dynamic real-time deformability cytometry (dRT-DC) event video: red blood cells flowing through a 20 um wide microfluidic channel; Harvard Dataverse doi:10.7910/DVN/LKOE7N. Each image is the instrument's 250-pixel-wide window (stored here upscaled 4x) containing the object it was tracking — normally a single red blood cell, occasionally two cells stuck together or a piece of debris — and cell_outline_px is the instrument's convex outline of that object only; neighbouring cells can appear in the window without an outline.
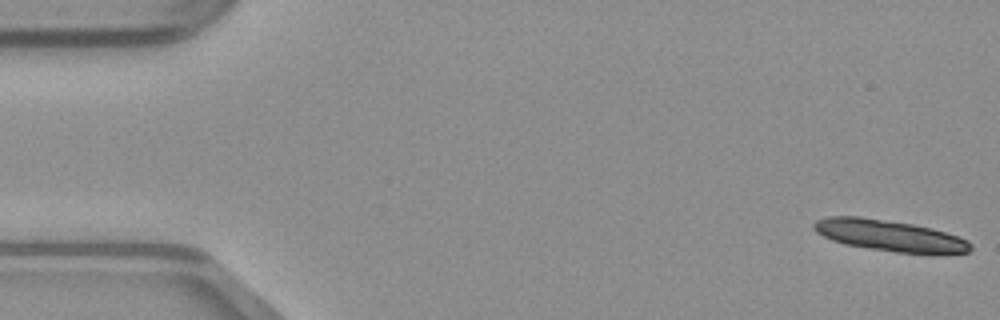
{"species": "common noctule bat (a hibernating species)", "species_latin": "Nyctalus noctula", "temperature_condition": "warm", "stored_images_in_passage": 14, "camera_frame_rate_fps": 3000, "um_per_image_px": 0.085, "animal": {"sex": "male", "body_mass_g": 23.1, "forearm_length_mm": 52.7}, "frame": {"image": 1, "passage_image": 1, "time_ms": 0.0, "image_size_px": [1000, 320], "cell_outline_px": [[972, 248], [968, 252], [896, 252], [868, 248], [844, 244], [832, 240], [816, 232], [812, 228], [812, 224], [816, 220], [828, 216], [860, 216], [912, 224], [944, 232], [968, 240], [972, 244]], "centroid_in_image_um": [75.51, 20.0], "position_along_channel_um": 9.5, "area_um2": 27.92}}